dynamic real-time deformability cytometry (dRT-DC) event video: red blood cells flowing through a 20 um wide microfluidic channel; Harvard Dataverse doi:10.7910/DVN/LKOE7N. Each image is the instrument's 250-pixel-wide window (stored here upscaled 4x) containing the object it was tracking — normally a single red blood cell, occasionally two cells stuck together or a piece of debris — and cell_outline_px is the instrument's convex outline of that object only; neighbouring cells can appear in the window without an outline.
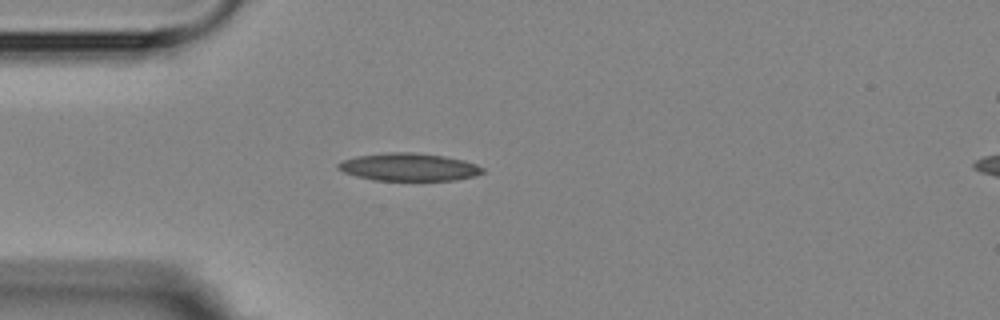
{"species": "Egyptian fruit bat (a non-hibernating species)", "species_latin": "Rousettus aegyptiacus", "temperature_condition": "room temperature", "stored_images_in_passage": 4, "camera_frame_rate_fps": 3000, "um_per_image_px": 0.085, "animal": {"sex": "female"}, "frame": {"image": 1, "passage_image": 3, "time_ms": 2.333, "image_size_px": [1000, 320], "cell_outline_px": [[484, 172], [472, 176], [456, 180], [372, 180], [356, 176], [344, 172], [336, 168], [336, 164], [344, 160], [356, 156], [388, 152], [412, 152], [444, 156], [464, 160], [476, 164], [484, 168]], "centroid_in_image_um": [34.73, 14.19], "position_along_channel_um": 50.3, "area_um2": 23.29}}